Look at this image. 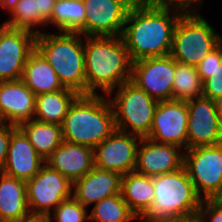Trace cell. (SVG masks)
<instances>
[{"label":"cell","mask_w":222,"mask_h":222,"mask_svg":"<svg viewBox=\"0 0 222 222\" xmlns=\"http://www.w3.org/2000/svg\"><path fill=\"white\" fill-rule=\"evenodd\" d=\"M84 36L78 32L36 34L35 48L54 69L65 88L86 95Z\"/></svg>","instance_id":"obj_5"},{"label":"cell","mask_w":222,"mask_h":222,"mask_svg":"<svg viewBox=\"0 0 222 222\" xmlns=\"http://www.w3.org/2000/svg\"><path fill=\"white\" fill-rule=\"evenodd\" d=\"M72 188L73 184L65 176L45 163L26 181L30 214L48 216L59 203L72 197Z\"/></svg>","instance_id":"obj_9"},{"label":"cell","mask_w":222,"mask_h":222,"mask_svg":"<svg viewBox=\"0 0 222 222\" xmlns=\"http://www.w3.org/2000/svg\"><path fill=\"white\" fill-rule=\"evenodd\" d=\"M216 102H217L219 117H220V120H221V123H222V97L219 98Z\"/></svg>","instance_id":"obj_41"},{"label":"cell","mask_w":222,"mask_h":222,"mask_svg":"<svg viewBox=\"0 0 222 222\" xmlns=\"http://www.w3.org/2000/svg\"><path fill=\"white\" fill-rule=\"evenodd\" d=\"M78 96L76 91L69 88L36 95L34 119L61 125Z\"/></svg>","instance_id":"obj_25"},{"label":"cell","mask_w":222,"mask_h":222,"mask_svg":"<svg viewBox=\"0 0 222 222\" xmlns=\"http://www.w3.org/2000/svg\"><path fill=\"white\" fill-rule=\"evenodd\" d=\"M17 222H50L49 217L46 215H32L20 219Z\"/></svg>","instance_id":"obj_37"},{"label":"cell","mask_w":222,"mask_h":222,"mask_svg":"<svg viewBox=\"0 0 222 222\" xmlns=\"http://www.w3.org/2000/svg\"><path fill=\"white\" fill-rule=\"evenodd\" d=\"M222 63V42L206 55L196 66L202 82L211 76V73Z\"/></svg>","instance_id":"obj_31"},{"label":"cell","mask_w":222,"mask_h":222,"mask_svg":"<svg viewBox=\"0 0 222 222\" xmlns=\"http://www.w3.org/2000/svg\"><path fill=\"white\" fill-rule=\"evenodd\" d=\"M188 105L186 101H159L149 133L150 140L187 149ZM184 148V149H183Z\"/></svg>","instance_id":"obj_13"},{"label":"cell","mask_w":222,"mask_h":222,"mask_svg":"<svg viewBox=\"0 0 222 222\" xmlns=\"http://www.w3.org/2000/svg\"><path fill=\"white\" fill-rule=\"evenodd\" d=\"M121 195L130 210L139 219L154 200L153 177L136 171L122 175Z\"/></svg>","instance_id":"obj_23"},{"label":"cell","mask_w":222,"mask_h":222,"mask_svg":"<svg viewBox=\"0 0 222 222\" xmlns=\"http://www.w3.org/2000/svg\"><path fill=\"white\" fill-rule=\"evenodd\" d=\"M86 207L78 202L73 196L62 201L48 215L50 222H86L89 214Z\"/></svg>","instance_id":"obj_30"},{"label":"cell","mask_w":222,"mask_h":222,"mask_svg":"<svg viewBox=\"0 0 222 222\" xmlns=\"http://www.w3.org/2000/svg\"><path fill=\"white\" fill-rule=\"evenodd\" d=\"M217 101L222 97V63L203 82V95Z\"/></svg>","instance_id":"obj_34"},{"label":"cell","mask_w":222,"mask_h":222,"mask_svg":"<svg viewBox=\"0 0 222 222\" xmlns=\"http://www.w3.org/2000/svg\"><path fill=\"white\" fill-rule=\"evenodd\" d=\"M21 80L35 95L65 89L54 69L36 48L25 63Z\"/></svg>","instance_id":"obj_22"},{"label":"cell","mask_w":222,"mask_h":222,"mask_svg":"<svg viewBox=\"0 0 222 222\" xmlns=\"http://www.w3.org/2000/svg\"><path fill=\"white\" fill-rule=\"evenodd\" d=\"M36 33L5 26L0 31V82L20 80L35 49Z\"/></svg>","instance_id":"obj_14"},{"label":"cell","mask_w":222,"mask_h":222,"mask_svg":"<svg viewBox=\"0 0 222 222\" xmlns=\"http://www.w3.org/2000/svg\"><path fill=\"white\" fill-rule=\"evenodd\" d=\"M175 69L170 55L143 58L132 63L131 81L158 101L172 100Z\"/></svg>","instance_id":"obj_11"},{"label":"cell","mask_w":222,"mask_h":222,"mask_svg":"<svg viewBox=\"0 0 222 222\" xmlns=\"http://www.w3.org/2000/svg\"><path fill=\"white\" fill-rule=\"evenodd\" d=\"M89 220L95 222H130L138 219L122 198L121 193L105 198L94 204Z\"/></svg>","instance_id":"obj_28"},{"label":"cell","mask_w":222,"mask_h":222,"mask_svg":"<svg viewBox=\"0 0 222 222\" xmlns=\"http://www.w3.org/2000/svg\"><path fill=\"white\" fill-rule=\"evenodd\" d=\"M181 149L174 144L157 143L149 138H141L134 171L154 177L181 169L184 164V152Z\"/></svg>","instance_id":"obj_16"},{"label":"cell","mask_w":222,"mask_h":222,"mask_svg":"<svg viewBox=\"0 0 222 222\" xmlns=\"http://www.w3.org/2000/svg\"><path fill=\"white\" fill-rule=\"evenodd\" d=\"M156 222H179V219L174 220V221H156Z\"/></svg>","instance_id":"obj_42"},{"label":"cell","mask_w":222,"mask_h":222,"mask_svg":"<svg viewBox=\"0 0 222 222\" xmlns=\"http://www.w3.org/2000/svg\"><path fill=\"white\" fill-rule=\"evenodd\" d=\"M116 91L114 96L106 95L111 97L109 102L113 109L116 129L147 138L159 101L150 97L131 80L121 84Z\"/></svg>","instance_id":"obj_6"},{"label":"cell","mask_w":222,"mask_h":222,"mask_svg":"<svg viewBox=\"0 0 222 222\" xmlns=\"http://www.w3.org/2000/svg\"><path fill=\"white\" fill-rule=\"evenodd\" d=\"M122 175L94 167L73 183L72 196L84 207L121 193Z\"/></svg>","instance_id":"obj_17"},{"label":"cell","mask_w":222,"mask_h":222,"mask_svg":"<svg viewBox=\"0 0 222 222\" xmlns=\"http://www.w3.org/2000/svg\"><path fill=\"white\" fill-rule=\"evenodd\" d=\"M86 21L82 0H56L51 25L61 32H78Z\"/></svg>","instance_id":"obj_26"},{"label":"cell","mask_w":222,"mask_h":222,"mask_svg":"<svg viewBox=\"0 0 222 222\" xmlns=\"http://www.w3.org/2000/svg\"><path fill=\"white\" fill-rule=\"evenodd\" d=\"M10 124L8 123L7 119L5 118V115L3 114L1 108H0V129L8 127Z\"/></svg>","instance_id":"obj_39"},{"label":"cell","mask_w":222,"mask_h":222,"mask_svg":"<svg viewBox=\"0 0 222 222\" xmlns=\"http://www.w3.org/2000/svg\"><path fill=\"white\" fill-rule=\"evenodd\" d=\"M104 96L79 95L74 100L61 124L64 141L94 149L116 130L110 98Z\"/></svg>","instance_id":"obj_3"},{"label":"cell","mask_w":222,"mask_h":222,"mask_svg":"<svg viewBox=\"0 0 222 222\" xmlns=\"http://www.w3.org/2000/svg\"><path fill=\"white\" fill-rule=\"evenodd\" d=\"M18 128L28 138L37 154L45 161L64 141L60 124L32 119L20 124Z\"/></svg>","instance_id":"obj_24"},{"label":"cell","mask_w":222,"mask_h":222,"mask_svg":"<svg viewBox=\"0 0 222 222\" xmlns=\"http://www.w3.org/2000/svg\"><path fill=\"white\" fill-rule=\"evenodd\" d=\"M141 137L115 130L94 148L95 167L125 175L134 171Z\"/></svg>","instance_id":"obj_15"},{"label":"cell","mask_w":222,"mask_h":222,"mask_svg":"<svg viewBox=\"0 0 222 222\" xmlns=\"http://www.w3.org/2000/svg\"><path fill=\"white\" fill-rule=\"evenodd\" d=\"M45 163L73 184L95 167L94 149L63 141Z\"/></svg>","instance_id":"obj_20"},{"label":"cell","mask_w":222,"mask_h":222,"mask_svg":"<svg viewBox=\"0 0 222 222\" xmlns=\"http://www.w3.org/2000/svg\"><path fill=\"white\" fill-rule=\"evenodd\" d=\"M203 95V82L196 67L176 61L173 99L188 101Z\"/></svg>","instance_id":"obj_27"},{"label":"cell","mask_w":222,"mask_h":222,"mask_svg":"<svg viewBox=\"0 0 222 222\" xmlns=\"http://www.w3.org/2000/svg\"><path fill=\"white\" fill-rule=\"evenodd\" d=\"M149 1L152 4L157 5L159 7L175 10L182 14H199L198 12L199 7H201L204 0H149ZM194 6L195 8H193Z\"/></svg>","instance_id":"obj_32"},{"label":"cell","mask_w":222,"mask_h":222,"mask_svg":"<svg viewBox=\"0 0 222 222\" xmlns=\"http://www.w3.org/2000/svg\"><path fill=\"white\" fill-rule=\"evenodd\" d=\"M45 164L25 134L17 128L11 134L7 159L1 172L28 181L32 179Z\"/></svg>","instance_id":"obj_18"},{"label":"cell","mask_w":222,"mask_h":222,"mask_svg":"<svg viewBox=\"0 0 222 222\" xmlns=\"http://www.w3.org/2000/svg\"><path fill=\"white\" fill-rule=\"evenodd\" d=\"M85 25L78 31L84 37L121 36L131 6L137 0H82Z\"/></svg>","instance_id":"obj_10"},{"label":"cell","mask_w":222,"mask_h":222,"mask_svg":"<svg viewBox=\"0 0 222 222\" xmlns=\"http://www.w3.org/2000/svg\"><path fill=\"white\" fill-rule=\"evenodd\" d=\"M179 222H202V220L196 215L189 218L179 219Z\"/></svg>","instance_id":"obj_40"},{"label":"cell","mask_w":222,"mask_h":222,"mask_svg":"<svg viewBox=\"0 0 222 222\" xmlns=\"http://www.w3.org/2000/svg\"><path fill=\"white\" fill-rule=\"evenodd\" d=\"M86 95L112 94L115 88L131 80L132 60L121 36L84 38Z\"/></svg>","instance_id":"obj_2"},{"label":"cell","mask_w":222,"mask_h":222,"mask_svg":"<svg viewBox=\"0 0 222 222\" xmlns=\"http://www.w3.org/2000/svg\"><path fill=\"white\" fill-rule=\"evenodd\" d=\"M183 166L202 200L222 198V143L186 149Z\"/></svg>","instance_id":"obj_8"},{"label":"cell","mask_w":222,"mask_h":222,"mask_svg":"<svg viewBox=\"0 0 222 222\" xmlns=\"http://www.w3.org/2000/svg\"><path fill=\"white\" fill-rule=\"evenodd\" d=\"M10 17L4 22L6 26L29 30L36 34L41 31L34 30L35 28L47 25V22L35 11L34 0H19Z\"/></svg>","instance_id":"obj_29"},{"label":"cell","mask_w":222,"mask_h":222,"mask_svg":"<svg viewBox=\"0 0 222 222\" xmlns=\"http://www.w3.org/2000/svg\"><path fill=\"white\" fill-rule=\"evenodd\" d=\"M197 215L202 222H222V200H202Z\"/></svg>","instance_id":"obj_33"},{"label":"cell","mask_w":222,"mask_h":222,"mask_svg":"<svg viewBox=\"0 0 222 222\" xmlns=\"http://www.w3.org/2000/svg\"><path fill=\"white\" fill-rule=\"evenodd\" d=\"M36 95L20 80L0 82V108L10 125L34 119Z\"/></svg>","instance_id":"obj_19"},{"label":"cell","mask_w":222,"mask_h":222,"mask_svg":"<svg viewBox=\"0 0 222 222\" xmlns=\"http://www.w3.org/2000/svg\"><path fill=\"white\" fill-rule=\"evenodd\" d=\"M6 25L4 24V22L0 25V31L5 27Z\"/></svg>","instance_id":"obj_43"},{"label":"cell","mask_w":222,"mask_h":222,"mask_svg":"<svg viewBox=\"0 0 222 222\" xmlns=\"http://www.w3.org/2000/svg\"><path fill=\"white\" fill-rule=\"evenodd\" d=\"M222 42V36L199 14H182L176 23L170 56L196 67Z\"/></svg>","instance_id":"obj_7"},{"label":"cell","mask_w":222,"mask_h":222,"mask_svg":"<svg viewBox=\"0 0 222 222\" xmlns=\"http://www.w3.org/2000/svg\"><path fill=\"white\" fill-rule=\"evenodd\" d=\"M19 0H0V6L6 9L9 14L14 10Z\"/></svg>","instance_id":"obj_38"},{"label":"cell","mask_w":222,"mask_h":222,"mask_svg":"<svg viewBox=\"0 0 222 222\" xmlns=\"http://www.w3.org/2000/svg\"><path fill=\"white\" fill-rule=\"evenodd\" d=\"M56 0H34L35 11L51 25V16L54 10Z\"/></svg>","instance_id":"obj_36"},{"label":"cell","mask_w":222,"mask_h":222,"mask_svg":"<svg viewBox=\"0 0 222 222\" xmlns=\"http://www.w3.org/2000/svg\"><path fill=\"white\" fill-rule=\"evenodd\" d=\"M188 105L187 149L222 143V123L217 102L201 96L186 101Z\"/></svg>","instance_id":"obj_12"},{"label":"cell","mask_w":222,"mask_h":222,"mask_svg":"<svg viewBox=\"0 0 222 222\" xmlns=\"http://www.w3.org/2000/svg\"><path fill=\"white\" fill-rule=\"evenodd\" d=\"M29 215L26 181L0 171V218L4 222H17Z\"/></svg>","instance_id":"obj_21"},{"label":"cell","mask_w":222,"mask_h":222,"mask_svg":"<svg viewBox=\"0 0 222 222\" xmlns=\"http://www.w3.org/2000/svg\"><path fill=\"white\" fill-rule=\"evenodd\" d=\"M154 200L139 222L174 221L196 216L202 199L184 166L153 177Z\"/></svg>","instance_id":"obj_4"},{"label":"cell","mask_w":222,"mask_h":222,"mask_svg":"<svg viewBox=\"0 0 222 222\" xmlns=\"http://www.w3.org/2000/svg\"><path fill=\"white\" fill-rule=\"evenodd\" d=\"M172 11L149 0H137L131 6L121 38L132 62L170 55L174 29L182 15Z\"/></svg>","instance_id":"obj_1"},{"label":"cell","mask_w":222,"mask_h":222,"mask_svg":"<svg viewBox=\"0 0 222 222\" xmlns=\"http://www.w3.org/2000/svg\"><path fill=\"white\" fill-rule=\"evenodd\" d=\"M17 126L9 125L0 129V171L5 165L8 149L11 140V134L17 129Z\"/></svg>","instance_id":"obj_35"}]
</instances>
